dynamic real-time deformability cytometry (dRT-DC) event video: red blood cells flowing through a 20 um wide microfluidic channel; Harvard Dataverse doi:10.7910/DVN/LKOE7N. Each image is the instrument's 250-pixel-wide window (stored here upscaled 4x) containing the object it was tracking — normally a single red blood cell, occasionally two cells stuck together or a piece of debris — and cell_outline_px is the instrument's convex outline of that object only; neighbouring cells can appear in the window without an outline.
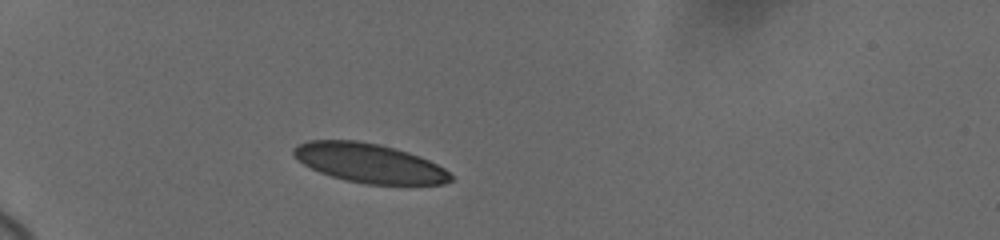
{"species": "human", "species_latin": "Homo sapiens", "temperature_condition": "cold", "stored_images_in_passage": 8, "camera_frame_rate_fps": 3000, "um_per_image_px": 0.085, "donor": {"sex": "female"}, "frame": {"image": 1, "passage_image": 1, "time_ms": 0.0, "image_size_px": [1000, 240], "cell_outline_px": [[452, 180], [444, 184], [364, 184], [344, 180], [320, 172], [304, 164], [292, 156], [292, 148], [296, 144], [308, 140], [356, 140], [380, 144], [408, 152], [420, 156], [444, 168], [452, 176]], "centroid_in_image_um": [31.35, 13.85], "position_along_channel_um": 53.7, "area_um2": 35.95}}
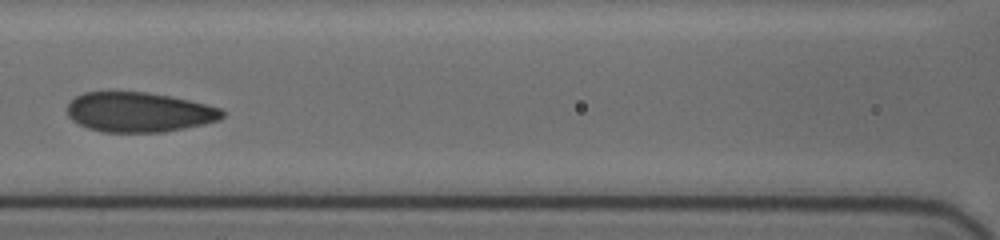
{"frame": {"image": 2, "passage_image": 6, "time_ms": 3.667, "image_size_px": [1000, 240], "cell_outline_px": [[224, 116], [220, 120], [204, 124], [164, 132], [104, 132], [88, 128], [72, 120], [68, 116], [68, 104], [76, 96], [84, 92], [148, 92], [172, 96], [208, 104], [224, 108]], "centroid_in_image_um": [11.87, 9.53], "position_along_channel_um": 154.7, "area_um2": 36.18}}
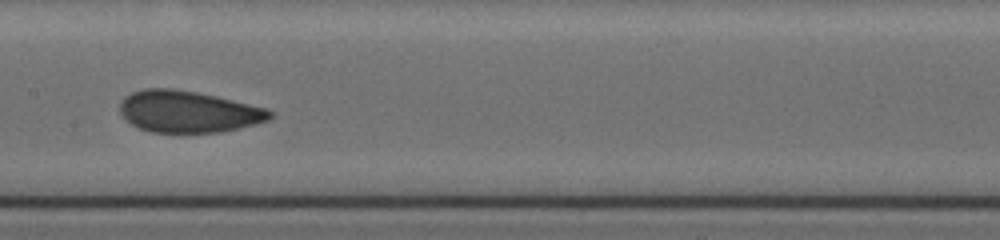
{"frame": {"image": 3, "passage_image": 7, "time_ms": 4.667, "image_size_px": [1000, 240], "cell_outline_px": [[272, 116], [268, 120], [256, 124], [240, 128], [220, 132], [152, 132], [140, 128], [124, 120], [120, 112], [120, 100], [124, 96], [132, 92], [144, 88], [172, 88], [196, 92], [216, 96], [268, 108], [272, 112]], "centroid_in_image_um": [15.98, 9.48], "position_along_channel_um": 191.4, "area_um2": 36.59}}